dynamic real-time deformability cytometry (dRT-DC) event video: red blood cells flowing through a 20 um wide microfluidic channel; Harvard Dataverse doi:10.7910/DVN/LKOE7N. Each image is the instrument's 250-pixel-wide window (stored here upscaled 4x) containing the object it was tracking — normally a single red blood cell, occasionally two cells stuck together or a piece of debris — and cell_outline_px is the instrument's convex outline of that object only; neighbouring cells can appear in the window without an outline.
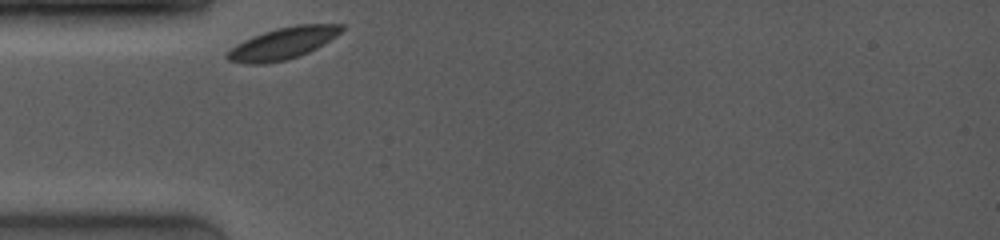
{"species": "common noctule bat (a hibernating species)", "species_latin": "Nyctalus noctula", "temperature_condition": "room temperature", "stored_images_in_passage": 26, "camera_frame_rate_fps": 4000, "um_per_image_px": 0.085, "animal": {"sex": "female", "body_mass_g": 19.0, "forearm_length_mm": 53.3}, "frame": {"image": 1, "passage_image": 1, "time_ms": 0.0, "image_size_px": [1000, 240], "cell_outline_px": [[344, 28], [336, 36], [324, 44], [308, 52], [284, 60], [264, 64], [248, 64], [228, 60], [224, 56], [232, 48], [244, 40], [252, 36], [276, 28], [296, 24], [344, 24]], "centroid_in_image_um": [24.05, 3.67], "position_along_channel_um": 61.0, "area_um2": 20.92}}
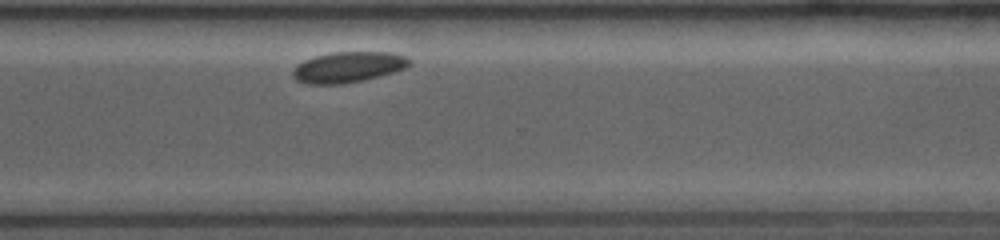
{"frame": {"image": 2, "passage_image": 22, "time_ms": 7.75, "image_size_px": [1000, 240], "cell_outline_px": [[412, 64], [396, 72], [364, 80], [340, 84], [308, 84], [296, 80], [292, 76], [292, 72], [296, 64], [304, 60], [316, 56], [332, 52], [392, 52], [408, 56], [412, 60]], "centroid_in_image_um": [29.63, 5.7], "position_along_channel_um": 341.0, "area_um2": 21.15}}
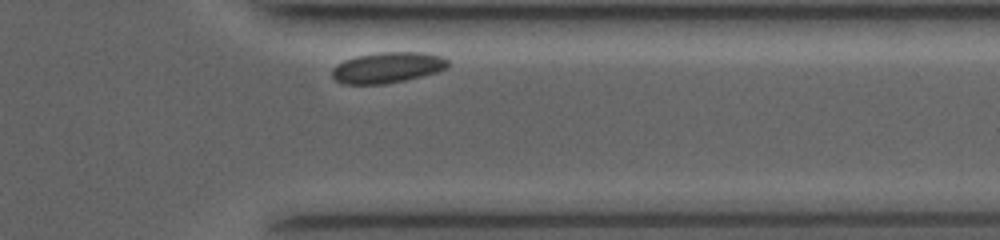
{"frame": {"image": 3, "passage_image": 25, "time_ms": 8.75, "image_size_px": [1000, 240], "cell_outline_px": [[448, 68], [436, 72], [404, 80], [384, 84], [344, 84], [336, 80], [332, 76], [332, 68], [336, 64], [344, 60], [356, 56], [380, 52], [424, 52], [444, 56], [448, 60]], "centroid_in_image_um": [32.94, 5.73], "position_along_channel_um": 378.5, "area_um2": 20.87}, "authors_computed_cell_mechanics": {"area_um2": 20.9525, "velocity_mm_per_s": 3.638, "shape_relaxation_time_tau1_ms": 0.5452, "shape_relaxation_time_tau2_ms": null, "deformation_change_tau1": 0.0336, "deformation_change_tau2": null}}